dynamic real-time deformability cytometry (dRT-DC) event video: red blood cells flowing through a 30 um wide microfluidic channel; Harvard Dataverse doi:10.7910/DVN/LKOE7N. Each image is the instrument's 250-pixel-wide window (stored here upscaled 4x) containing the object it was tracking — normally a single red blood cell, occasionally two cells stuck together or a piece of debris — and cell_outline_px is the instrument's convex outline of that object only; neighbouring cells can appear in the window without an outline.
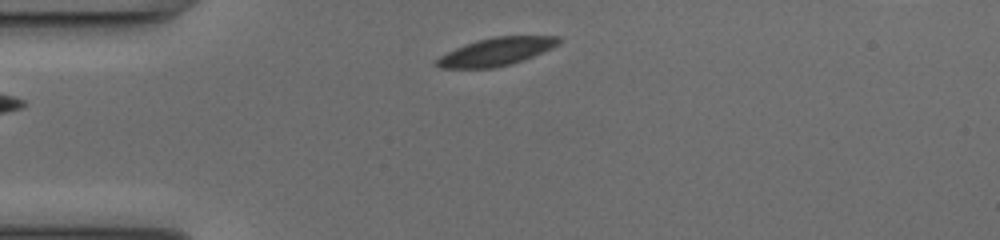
{"species": "common noctule bat (a hibernating species)", "species_latin": "Nyctalus noctula", "temperature_condition": "cold", "stored_images_in_passage": 40, "segment_of_instrument_passage": [1, 2], "camera_frame_rate_fps": 3000, "um_per_image_px": 0.085, "animal": {"sex": "female", "body_mass_g": 17.0, "forearm_length_mm": 48.0}, "frame": {"image": 1, "passage_image": 1, "time_ms": 0.0, "image_size_px": [1000, 240], "cell_outline_px": [[560, 44], [552, 48], [512, 64], [492, 68], [440, 68], [432, 64], [440, 56], [464, 44], [476, 40], [492, 36], [560, 36]], "centroid_in_image_um": [42.16, 4.39], "position_along_channel_um": 42.8, "area_um2": 19.88}}
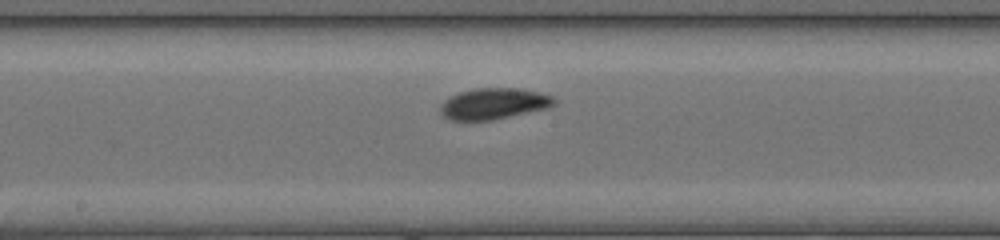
{"frame": {"image": 2, "passage_image": 15, "time_ms": 4.667, "image_size_px": [1000, 240], "cell_outline_px": [[556, 104], [548, 108], [492, 120], [452, 120], [444, 116], [440, 112], [440, 104], [444, 100], [460, 92], [472, 88], [516, 88], [536, 92], [552, 96], [556, 100]], "centroid_in_image_um": [41.96, 8.81], "position_along_channel_um": 206.2, "area_um2": 20.52}}
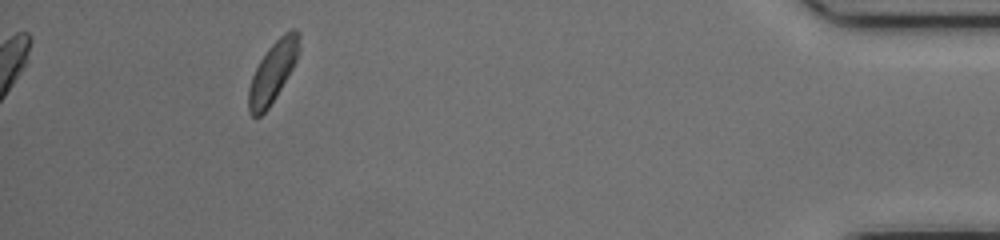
{"frame": {"image": 3, "passage_image": 35, "time_ms": 11.333, "image_size_px": [1000, 240], "cell_outline_px": [[300, 48], [296, 60], [292, 68], [276, 96], [268, 108], [260, 116], [252, 116], [248, 112], [248, 88], [252, 76], [260, 60], [268, 48], [284, 32], [292, 28], [296, 28], [300, 32]], "centroid_in_image_um": [23.19, 6.08], "position_along_channel_um": 412.0, "area_um2": 17.8}}